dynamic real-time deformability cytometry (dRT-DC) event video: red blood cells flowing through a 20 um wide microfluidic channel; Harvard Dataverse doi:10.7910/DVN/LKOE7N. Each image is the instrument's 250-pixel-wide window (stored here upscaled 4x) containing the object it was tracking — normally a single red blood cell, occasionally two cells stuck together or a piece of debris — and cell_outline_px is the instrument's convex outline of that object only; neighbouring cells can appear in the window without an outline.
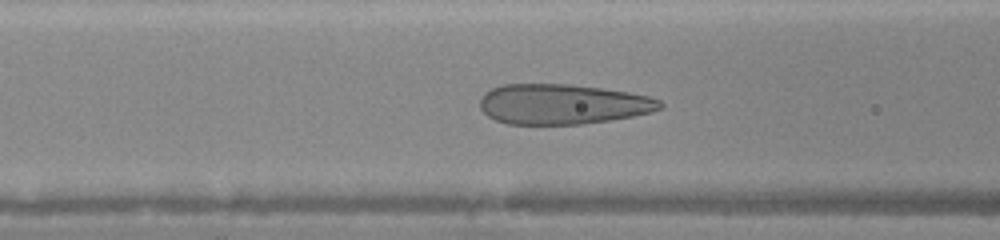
{"species": "human", "species_latin": "Homo sapiens", "temperature_condition": "warm", "stored_images_in_passage": 45, "camera_frame_rate_fps": 3000, "um_per_image_px": 0.085, "donor": {"sex": "female"}, "frame": {"image": 1, "passage_image": 19, "time_ms": 6.0, "image_size_px": [1000, 240], "cell_outline_px": [[664, 108], [652, 112], [632, 116], [608, 120], [580, 124], [508, 124], [496, 120], [488, 116], [480, 108], [480, 96], [484, 92], [492, 88], [504, 84], [568, 84], [600, 88], [628, 92], [648, 96], [660, 100], [664, 104]], "centroid_in_image_um": [47.81, 8.85], "position_along_channel_um": 118.8, "area_um2": 42.19}}
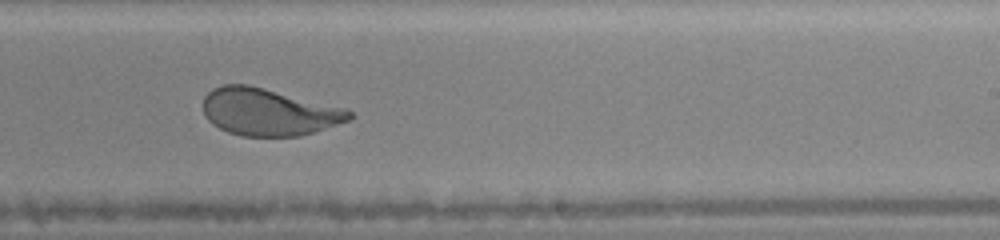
{"frame": {"image": 2, "passage_image": 29, "time_ms": 9.333, "image_size_px": [1000, 240], "cell_outline_px": [[356, 116], [348, 120], [300, 136], [244, 136], [228, 132], [212, 124], [204, 116], [204, 96], [212, 88], [224, 84], [248, 84], [348, 108]], "centroid_in_image_um": [22.83, 9.5], "position_along_channel_um": 266.2, "area_um2": 40.29}}
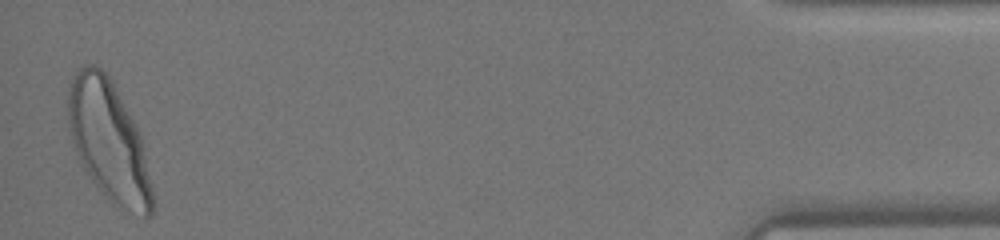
{"frame": {"image": 3, "passage_image": 45, "time_ms": 14.667, "image_size_px": [1000, 240], "cell_outline_px": [[156, 208], [152, 216], [144, 220], [108, 200], [92, 180], [80, 164], [72, 136], [68, 120], [68, 88], [76, 72], [84, 64], [96, 64], [108, 76], [132, 120], [140, 136], [152, 188]], "centroid_in_image_um": [9.26, 12.08], "position_along_channel_um": 425.9, "area_um2": 58.26}}